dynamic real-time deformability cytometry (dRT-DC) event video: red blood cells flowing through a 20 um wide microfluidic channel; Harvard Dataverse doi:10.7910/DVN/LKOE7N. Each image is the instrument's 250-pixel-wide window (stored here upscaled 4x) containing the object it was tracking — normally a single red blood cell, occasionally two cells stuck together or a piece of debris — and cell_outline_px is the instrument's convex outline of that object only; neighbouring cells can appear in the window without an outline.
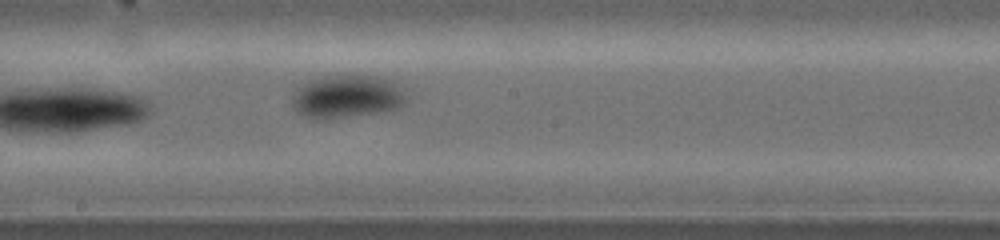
{"species": "common noctule bat (a hibernating species)", "species_latin": "Nyctalus noctula", "temperature_condition": "warm", "stored_images_in_passage": 34, "camera_frame_rate_fps": 5000, "um_per_image_px": 0.085, "animal": {"sex": "female", "body_mass_g": 19.0, "forearm_length_mm": 53.3}, "frame": {"image": 1, "passage_image": 20, "time_ms": 5.0, "image_size_px": [1000, 240], "cell_outline_px": [[404, 100], [396, 108], [380, 112], [324, 120], [312, 120], [304, 116], [292, 104], [296, 96], [312, 80], [324, 76], [380, 76], [392, 80], [396, 84], [404, 96]], "centroid_in_image_um": [29.52, 8.24], "position_along_channel_um": 218.7, "area_um2": 27.51}}